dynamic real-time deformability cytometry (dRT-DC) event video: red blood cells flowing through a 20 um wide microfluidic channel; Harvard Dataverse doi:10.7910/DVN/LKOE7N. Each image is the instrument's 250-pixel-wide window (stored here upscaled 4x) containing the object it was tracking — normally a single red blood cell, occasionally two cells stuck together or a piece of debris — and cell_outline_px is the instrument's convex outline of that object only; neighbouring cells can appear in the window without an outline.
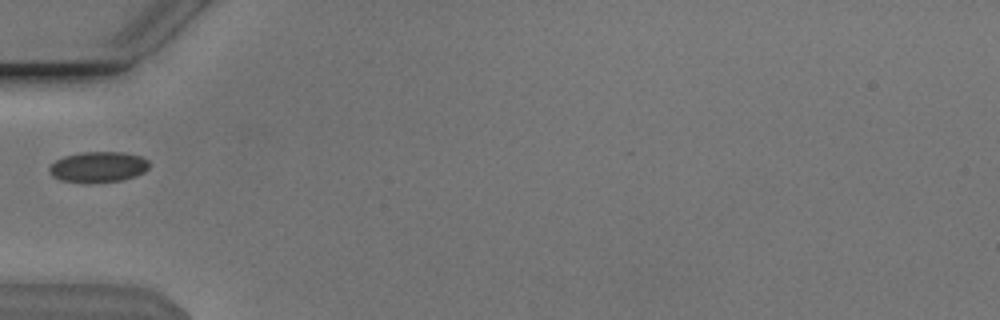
{"species": "Egyptian fruit bat (a non-hibernating species)", "species_latin": "Rousettus aegyptiacus", "temperature_condition": "cold", "stored_images_in_passage": 6, "camera_frame_rate_fps": 3000, "um_per_image_px": 0.085, "animal": {"sex": "male"}, "frame": {"image": 1, "passage_image": 1, "time_ms": 0.0, "image_size_px": [1000, 320], "cell_outline_px": [[148, 168], [144, 172], [136, 176], [120, 180], [60, 180], [52, 176], [48, 172], [48, 168], [56, 160], [64, 156], [80, 152], [124, 152], [140, 156], [148, 160]], "centroid_in_image_um": [8.35, 14.14], "position_along_channel_um": 76.6, "area_um2": 17.22}}